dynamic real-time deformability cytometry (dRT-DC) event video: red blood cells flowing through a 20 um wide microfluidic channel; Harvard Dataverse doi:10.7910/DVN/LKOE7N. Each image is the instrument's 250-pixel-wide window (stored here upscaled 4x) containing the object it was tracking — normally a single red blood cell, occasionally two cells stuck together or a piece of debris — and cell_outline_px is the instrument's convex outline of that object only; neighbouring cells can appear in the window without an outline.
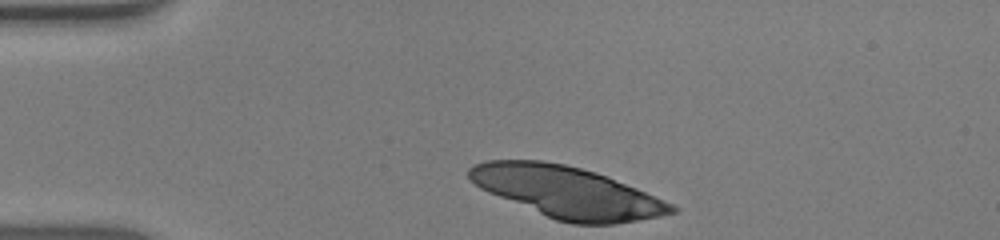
{"species": "human", "species_latin": "Homo sapiens", "temperature_condition": "warm", "stored_images_in_passage": 34, "camera_frame_rate_fps": 3000, "um_per_image_px": 0.085, "donor": {"sex": "male"}, "frame": {"image": 1, "passage_image": 1, "time_ms": 0.0, "image_size_px": [1000, 240], "cell_outline_px": [[680, 208], [676, 212], [660, 216], [616, 224], [572, 224], [556, 220], [488, 192], [480, 188], [468, 180], [468, 168], [472, 164], [488, 160], [544, 160], [564, 164], [596, 172], [608, 176], [664, 200]], "centroid_in_image_um": [48.19, 16.32], "position_along_channel_um": 36.8, "area_um2": 60.52}}
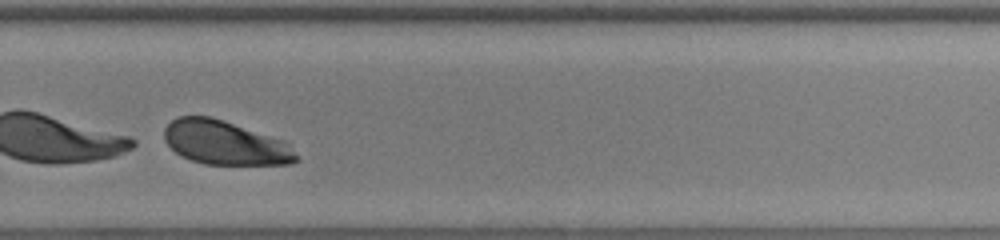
{"frame": {"image": 2, "passage_image": 27, "time_ms": 8.667, "image_size_px": [1000, 240], "cell_outline_px": [[300, 160], [292, 164], [204, 164], [180, 156], [164, 140], [164, 128], [172, 120], [180, 116], [212, 116], [288, 140]], "centroid_in_image_um": [19.19, 12.12], "position_along_channel_um": 310.6, "area_um2": 34.39}}